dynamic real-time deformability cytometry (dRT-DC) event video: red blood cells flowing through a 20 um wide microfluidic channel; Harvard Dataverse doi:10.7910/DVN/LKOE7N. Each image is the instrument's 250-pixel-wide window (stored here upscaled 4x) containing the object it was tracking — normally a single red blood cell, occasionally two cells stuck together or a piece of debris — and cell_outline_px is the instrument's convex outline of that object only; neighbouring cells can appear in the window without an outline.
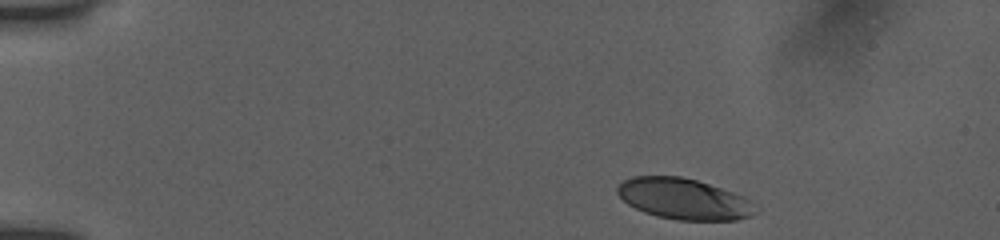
{"species": "human", "species_latin": "Homo sapiens", "temperature_condition": "room temperature", "stored_images_in_passage": 46, "camera_frame_rate_fps": 3000, "um_per_image_px": 0.085, "donor": {"sex": "female"}, "frame": {"image": 1, "passage_image": 1, "time_ms": 0.0, "image_size_px": [1000, 240], "cell_outline_px": [[760, 208], [752, 216], [736, 220], [676, 220], [656, 216], [644, 212], [628, 204], [616, 192], [616, 188], [624, 180], [632, 176], [680, 176], [696, 180], [744, 196], [752, 200]], "centroid_in_image_um": [58.17, 16.92], "position_along_channel_um": 26.8, "area_um2": 33.12}}
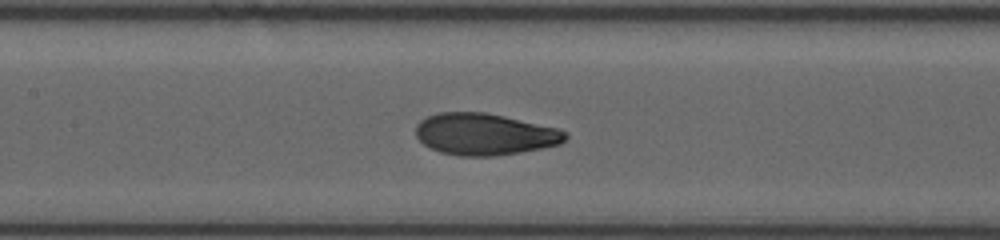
{"frame": {"image": 2, "passage_image": 19, "time_ms": 6.0, "image_size_px": [1000, 240], "cell_outline_px": [[568, 136], [560, 144], [520, 152], [492, 156], [460, 156], [440, 152], [424, 144], [416, 136], [416, 124], [420, 120], [428, 116], [440, 112], [484, 112], [504, 116], [556, 128], [568, 132]], "centroid_in_image_um": [41.17, 11.4], "position_along_channel_um": 166.2, "area_um2": 36.13}}
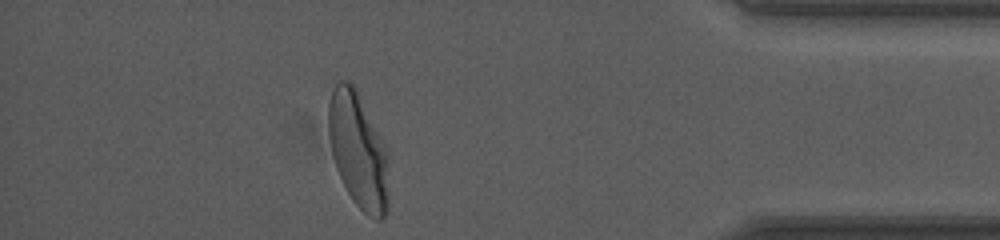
{"frame": {"image": 3, "passage_image": 40, "time_ms": 13.0, "image_size_px": [1000, 240], "cell_outline_px": [[388, 208], [384, 216], [380, 220], [376, 220], [368, 216], [352, 200], [336, 168], [332, 152], [328, 132], [328, 104], [332, 92], [336, 84], [340, 80], [348, 80], [352, 84], [380, 140], [384, 152], [388, 200]], "centroid_in_image_um": [30.38, 12.84], "position_along_channel_um": 404.8, "area_um2": 38.73}, "authors_computed_cell_mechanics": {"area_um2": 36.7608, "velocity_mm_per_s": 3.892, "shape_relaxation_time_tau1_ms": 3.5488, "shape_relaxation_time_tau2_ms": 0.727, "deformation_change_tau1": 0.1754, "deformation_change_tau2": 0.0551}}